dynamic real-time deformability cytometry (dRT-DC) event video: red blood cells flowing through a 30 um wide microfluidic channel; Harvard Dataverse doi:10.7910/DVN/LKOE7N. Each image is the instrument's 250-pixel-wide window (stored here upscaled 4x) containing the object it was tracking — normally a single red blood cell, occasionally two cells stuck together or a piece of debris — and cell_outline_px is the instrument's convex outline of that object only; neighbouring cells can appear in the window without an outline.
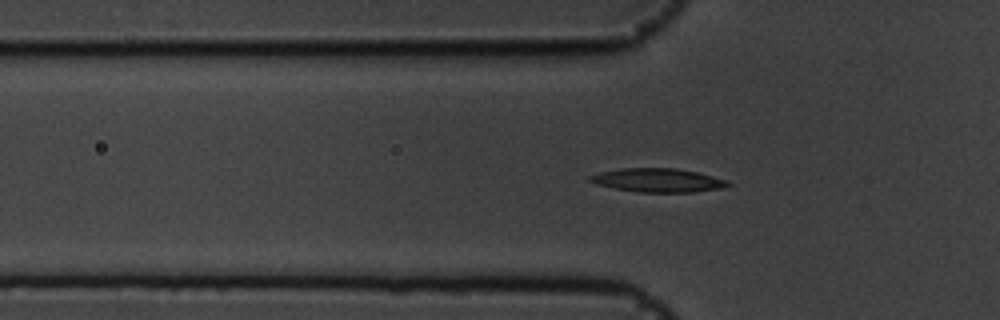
{"species": "common noctule bat (a hibernating species)", "species_latin": "Nyctalus noctula", "temperature_condition": "cold", "stored_images_in_passage": 48, "camera_frame_rate_fps": 3000, "um_per_image_px": 0.085, "animal": {"sex": "male", "body_mass_g": 19.5, "forearm_length_mm": 54.6}, "frame": {"image": 1, "passage_image": 16, "time_ms": 5.0, "image_size_px": [1000, 320], "cell_outline_px": [[732, 184], [720, 188], [692, 192], [636, 192], [596, 184], [588, 180], [588, 176], [600, 172], [620, 168], [676, 168], [696, 172], [728, 180]], "centroid_in_image_um": [55.9, 15.31], "position_along_channel_um": 69.9, "area_um2": 18.96}}
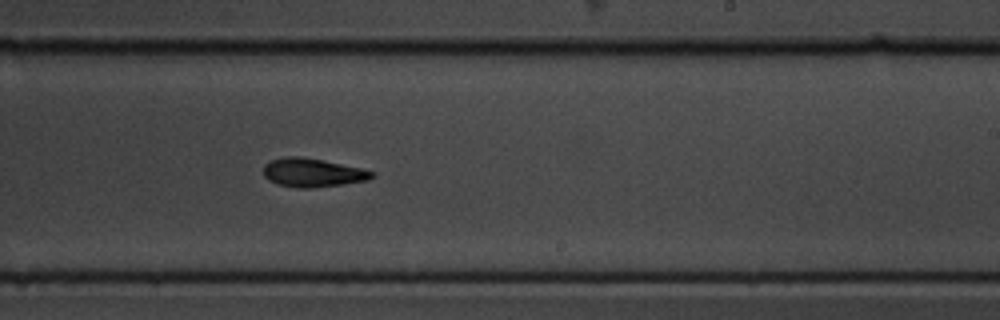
{"frame": {"image": 2, "passage_image": 32, "time_ms": 10.333, "image_size_px": [1000, 320], "cell_outline_px": [[376, 176], [368, 180], [312, 188], [300, 188], [276, 184], [268, 180], [264, 176], [264, 164], [272, 160], [284, 156], [300, 156], [324, 160], [360, 168], [376, 172]], "centroid_in_image_um": [26.56, 14.67], "position_along_channel_um": 262.4, "area_um2": 18.15}}
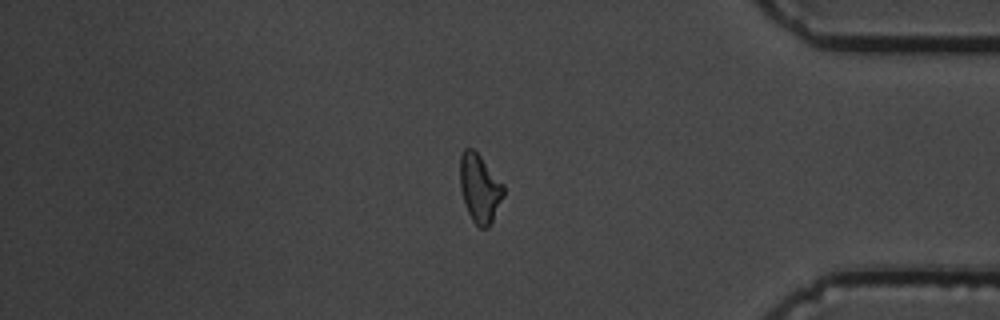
{"frame": {"image": 3, "passage_image": 45, "time_ms": 14.667, "image_size_px": [1000, 320], "cell_outline_px": [[504, 196], [488, 228], [480, 228], [472, 220], [464, 204], [460, 188], [460, 156], [464, 148], [472, 148], [480, 156], [504, 184]], "centroid_in_image_um": [40.77, 16.0], "position_along_channel_um": 394.4, "area_um2": 17.34}}